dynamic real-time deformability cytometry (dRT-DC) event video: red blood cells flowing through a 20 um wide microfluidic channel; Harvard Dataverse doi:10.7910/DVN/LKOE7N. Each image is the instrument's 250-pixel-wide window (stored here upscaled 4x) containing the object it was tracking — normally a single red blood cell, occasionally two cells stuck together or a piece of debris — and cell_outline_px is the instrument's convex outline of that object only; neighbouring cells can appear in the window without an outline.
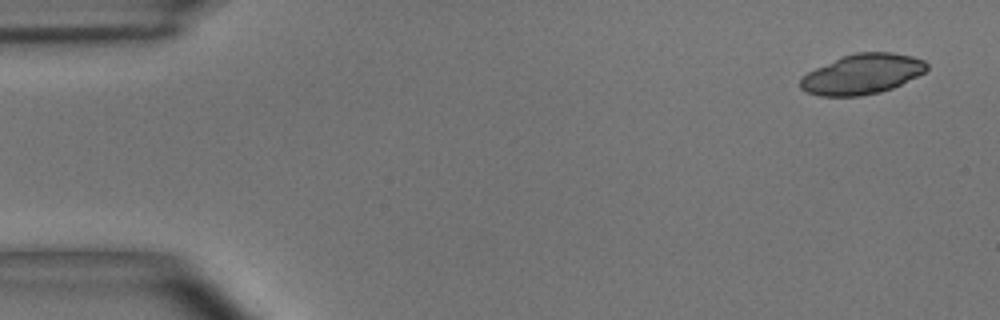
{"species": "common noctule bat (a hibernating species)", "species_latin": "Nyctalus noctula", "temperature_condition": "room temperature", "stored_images_in_passage": 4, "camera_frame_rate_fps": 3000, "um_per_image_px": 0.085, "animal": {"sex": "male", "body_mass_g": 15.6}, "frame": {"image": 1, "passage_image": 1, "time_ms": 0.0, "image_size_px": [1000, 320], "cell_outline_px": [[928, 68], [924, 72], [892, 88], [880, 92], [860, 96], [820, 96], [808, 92], [800, 88], [800, 76], [816, 68], [844, 56], [856, 52], [892, 52], [912, 56], [924, 60], [928, 64]], "centroid_in_image_um": [73.28, 6.3], "position_along_channel_um": 11.7, "area_um2": 29.3}}